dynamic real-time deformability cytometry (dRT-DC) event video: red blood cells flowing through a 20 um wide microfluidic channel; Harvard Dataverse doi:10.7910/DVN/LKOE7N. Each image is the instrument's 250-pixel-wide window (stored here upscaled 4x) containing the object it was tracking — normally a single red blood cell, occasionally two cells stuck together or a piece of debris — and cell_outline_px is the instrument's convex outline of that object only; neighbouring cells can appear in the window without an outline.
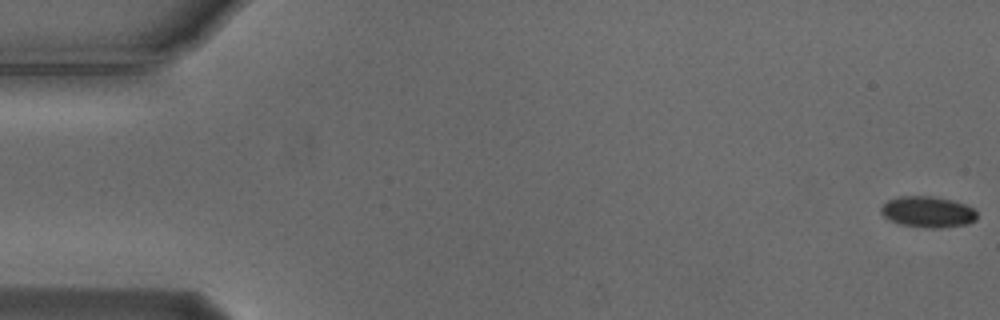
{"species": "Egyptian fruit bat (a non-hibernating species)", "species_latin": "Rousettus aegyptiacus", "temperature_condition": "cold", "stored_images_in_passage": 56, "camera_frame_rate_fps": 3000, "um_per_image_px": 0.085, "animal": {"sex": "male"}, "frame": {"image": 1, "passage_image": 1, "time_ms": 0.0, "image_size_px": [1000, 320], "cell_outline_px": [[976, 220], [968, 224], [940, 228], [924, 228], [900, 224], [888, 220], [880, 212], [880, 208], [888, 200], [900, 196], [932, 196], [952, 200], [964, 204], [972, 208], [976, 212]], "centroid_in_image_um": [78.84, 18.02], "position_along_channel_um": 6.2, "area_um2": 17.46}}
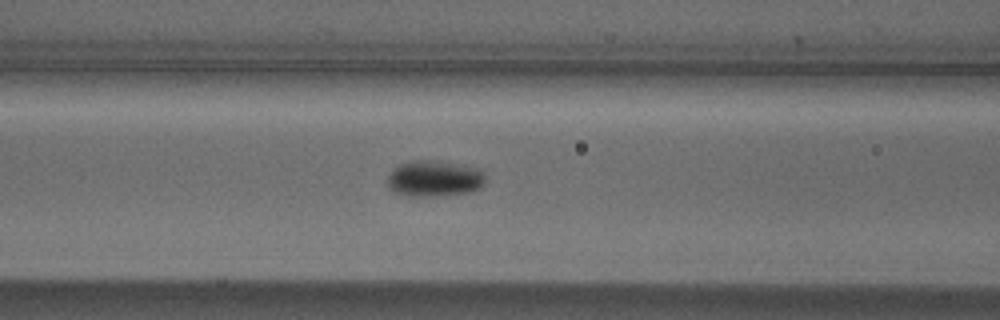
{"frame": {"image": 2, "passage_image": 23, "time_ms": 7.333, "image_size_px": [1000, 320], "cell_outline_px": [[484, 184], [480, 188], [468, 192], [432, 196], [408, 196], [396, 192], [388, 184], [388, 172], [392, 168], [400, 164], [412, 160], [432, 160], [476, 168], [484, 172]], "centroid_in_image_um": [36.89, 15.17], "position_along_channel_um": 129.7, "area_um2": 20.35}}
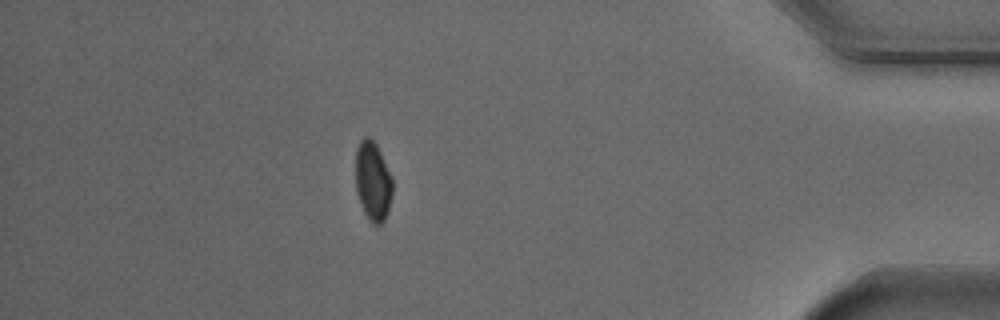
{"frame": {"image": 3, "passage_image": 49, "time_ms": 16.0, "image_size_px": [1000, 320], "cell_outline_px": [[392, 192], [388, 212], [384, 220], [380, 224], [372, 224], [364, 212], [356, 192], [356, 148], [360, 140], [364, 136], [368, 136], [376, 144], [392, 176]], "centroid_in_image_um": [31.69, 15.39], "position_along_channel_um": 403.5, "area_um2": 17.05}, "authors_computed_cell_mechanics": {"area_um2": 18.1781, "velocity_mm_per_s": 3.7077, "shape_relaxation_time_tau1_ms": 1.7066, "shape_relaxation_time_tau2_ms": null, "deformation_change_tau1": 0.0709, "deformation_change_tau2": null}}